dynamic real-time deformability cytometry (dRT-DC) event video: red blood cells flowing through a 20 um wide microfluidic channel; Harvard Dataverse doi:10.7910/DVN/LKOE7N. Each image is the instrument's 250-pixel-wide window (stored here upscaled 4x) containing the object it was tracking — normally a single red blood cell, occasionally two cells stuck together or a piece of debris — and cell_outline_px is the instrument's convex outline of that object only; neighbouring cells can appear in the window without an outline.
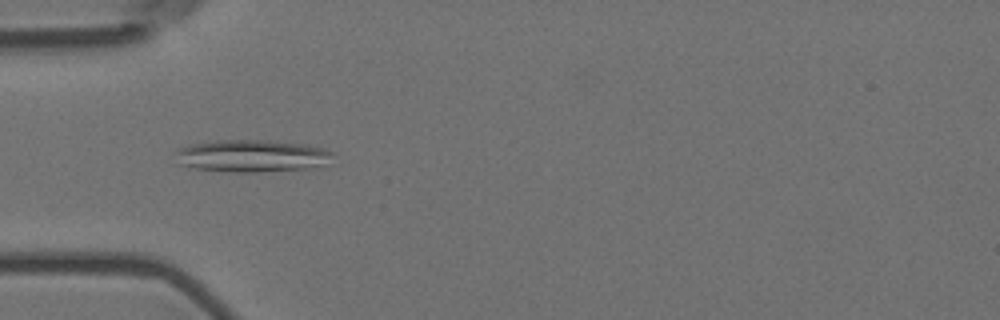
{"species": "Egyptian fruit bat (a non-hibernating species)", "species_latin": "Rousettus aegyptiacus", "temperature_condition": "room temperature", "stored_images_in_passage": 5, "camera_frame_rate_fps": 3000, "um_per_image_px": 0.085, "animal": {"sex": "female"}, "frame": {"image": 1, "passage_image": 5, "time_ms": 1.333, "image_size_px": [1000, 320], "cell_outline_px": [[332, 152], [324, 164], [308, 168], [256, 172], [232, 172], [188, 168], [176, 164], [172, 152], [180, 148], [192, 144], [216, 140], [268, 140], [304, 144], [320, 148]], "centroid_in_image_um": [21.23, 13.25], "position_along_channel_um": 63.8, "area_um2": 29.65}}